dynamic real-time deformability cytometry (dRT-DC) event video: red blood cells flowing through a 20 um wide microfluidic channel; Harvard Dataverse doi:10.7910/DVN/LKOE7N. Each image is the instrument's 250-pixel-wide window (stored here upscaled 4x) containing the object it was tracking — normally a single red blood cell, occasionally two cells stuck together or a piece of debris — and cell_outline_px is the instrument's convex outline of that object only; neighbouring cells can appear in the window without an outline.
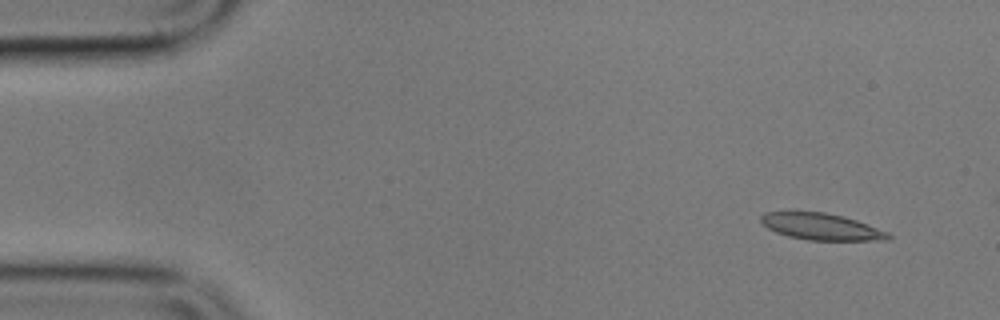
{"species": "common noctule bat (a hibernating species)", "species_latin": "Nyctalus noctula", "temperature_condition": "cold", "stored_images_in_passage": 4, "camera_frame_rate_fps": 3000, "um_per_image_px": 0.085, "animal": {"sex": "male", "body_mass_g": 17.9}, "frame": {"image": 1, "passage_image": 1, "time_ms": 0.0, "image_size_px": [1000, 320], "cell_outline_px": [[892, 236], [888, 240], [808, 240], [788, 236], [776, 232], [768, 228], [760, 220], [760, 216], [764, 212], [824, 212], [844, 216], [868, 224], [888, 232]], "centroid_in_image_um": [69.82, 19.26], "position_along_channel_um": 15.2, "area_um2": 19.65}}